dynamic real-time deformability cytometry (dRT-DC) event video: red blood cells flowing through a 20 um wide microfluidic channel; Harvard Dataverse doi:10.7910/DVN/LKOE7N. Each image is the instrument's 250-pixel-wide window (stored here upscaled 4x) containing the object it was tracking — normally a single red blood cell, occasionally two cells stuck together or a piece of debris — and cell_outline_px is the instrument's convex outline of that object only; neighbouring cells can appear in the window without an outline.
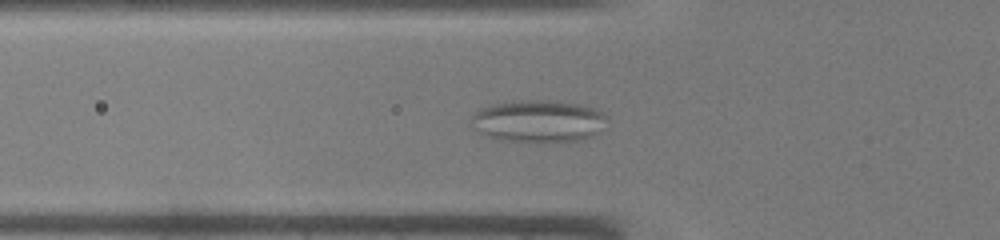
{"species": "common noctule bat (a hibernating species)", "species_latin": "Nyctalus noctula", "temperature_condition": "warm", "stored_images_in_passage": 46, "camera_frame_rate_fps": 3000, "um_per_image_px": 0.085, "animal": {"sex": "male", "body_mass_g": 19.0, "forearm_length_mm": 50.8}, "frame": {"image": 1, "passage_image": 17, "time_ms": 5.333, "image_size_px": [1000, 240], "cell_outline_px": [[608, 120], [600, 132], [592, 136], [580, 140], [500, 140], [480, 132], [472, 128], [472, 116], [480, 108], [492, 104], [520, 100], [556, 100], [580, 104], [596, 108], [608, 116]], "centroid_in_image_um": [45.81, 10.25], "position_along_channel_um": 80.0, "area_um2": 33.12}}
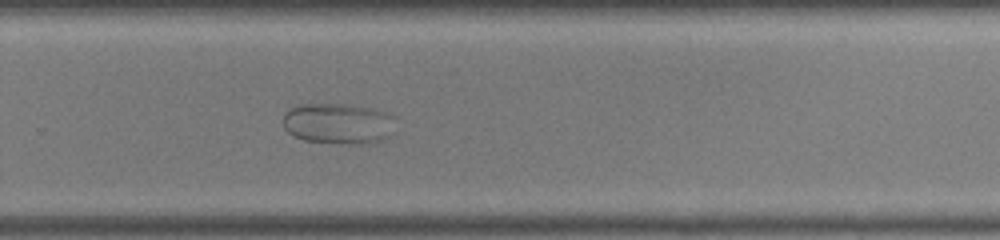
{"frame": {"image": 2, "passage_image": 32, "time_ms": 10.333, "image_size_px": [1000, 240], "cell_outline_px": [[396, 132], [384, 140], [368, 144], [340, 144], [304, 140], [292, 136], [284, 128], [284, 112], [292, 108], [304, 104], [348, 104], [372, 108], [384, 112], [392, 116]], "centroid_in_image_um": [28.79, 10.53], "position_along_channel_um": 301.0, "area_um2": 27.17}}
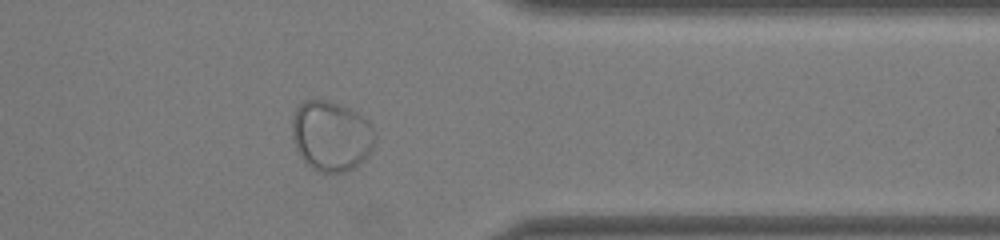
{"frame": {"image": 3, "passage_image": 38, "time_ms": 12.333, "image_size_px": [1000, 240], "cell_outline_px": [[372, 148], [368, 156], [360, 164], [344, 172], [320, 172], [304, 164], [292, 140], [292, 116], [296, 108], [304, 100], [328, 100], [348, 108], [356, 112], [368, 120], [372, 128]], "centroid_in_image_um": [28.1, 11.56], "position_along_channel_um": 383.3, "area_um2": 33.87}}